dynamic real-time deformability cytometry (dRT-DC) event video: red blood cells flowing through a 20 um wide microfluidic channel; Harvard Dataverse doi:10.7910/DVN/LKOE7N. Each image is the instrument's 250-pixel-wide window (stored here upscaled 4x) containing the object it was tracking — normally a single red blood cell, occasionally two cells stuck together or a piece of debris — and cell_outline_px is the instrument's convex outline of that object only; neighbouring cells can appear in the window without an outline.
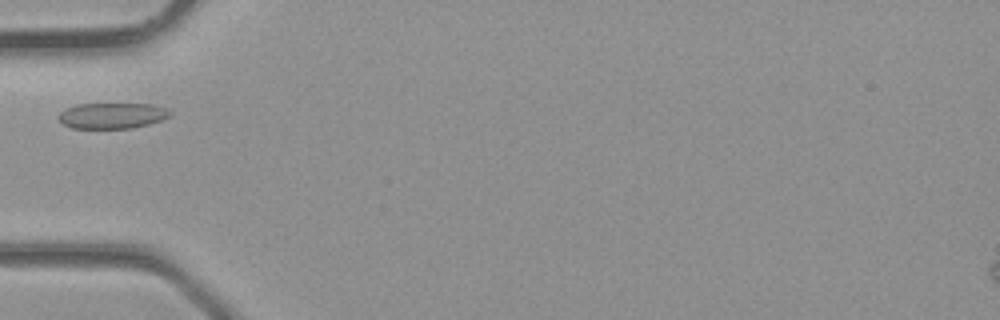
{"species": "common noctule bat (a hibernating species)", "species_latin": "Nyctalus noctula", "temperature_condition": "room temperature", "stored_images_in_passage": 2, "camera_frame_rate_fps": 3000, "um_per_image_px": 0.085, "animal": {"sex": "male", "body_mass_g": 23.1, "forearm_length_mm": 52.7}, "frame": {"image": 1, "passage_image": 2, "time_ms": 0.333, "image_size_px": [1000, 320], "cell_outline_px": [[172, 116], [148, 124], [132, 128], [72, 128], [56, 120], [56, 116], [64, 108], [76, 104], [152, 104], [164, 108], [172, 112]], "centroid_in_image_um": [9.48, 9.82], "position_along_channel_um": 75.5, "area_um2": 16.88}}